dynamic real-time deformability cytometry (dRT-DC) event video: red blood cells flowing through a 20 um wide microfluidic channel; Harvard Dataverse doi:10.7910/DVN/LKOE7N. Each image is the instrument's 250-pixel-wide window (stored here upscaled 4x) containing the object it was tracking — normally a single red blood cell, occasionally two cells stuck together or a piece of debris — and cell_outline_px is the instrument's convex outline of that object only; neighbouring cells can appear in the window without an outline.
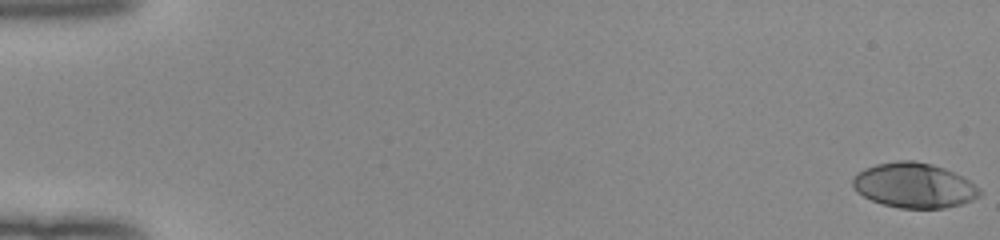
{"species": "human", "species_latin": "Homo sapiens", "temperature_condition": "room temperature", "stored_images_in_passage": 53, "camera_frame_rate_fps": 3000, "um_per_image_px": 0.085, "donor": {"sex": "female"}, "frame": {"image": 1, "passage_image": 1, "time_ms": 0.0, "image_size_px": [1000, 240], "cell_outline_px": [[980, 196], [972, 200], [960, 204], [944, 208], [900, 208], [880, 204], [856, 192], [852, 184], [852, 180], [856, 172], [864, 168], [876, 164], [896, 160], [916, 160], [932, 164], [944, 168], [964, 176], [980, 188]], "centroid_in_image_um": [77.68, 15.74], "position_along_channel_um": 7.3, "area_um2": 33.58}}
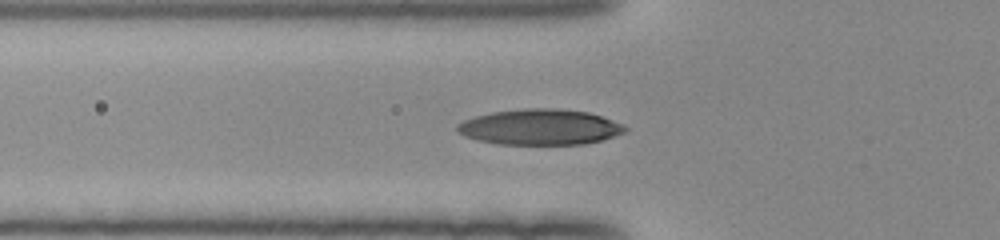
{"frame": {"image": 2, "passage_image": 20, "time_ms": 6.333, "image_size_px": [1000, 240], "cell_outline_px": [[628, 128], [624, 132], [604, 140], [584, 144], [500, 144], [480, 140], [464, 136], [456, 132], [456, 124], [464, 120], [476, 116], [492, 112], [524, 108], [560, 108], [588, 112], [624, 124]], "centroid_in_image_um": [45.9, 10.79], "position_along_channel_um": 79.9, "area_um2": 34.97}}
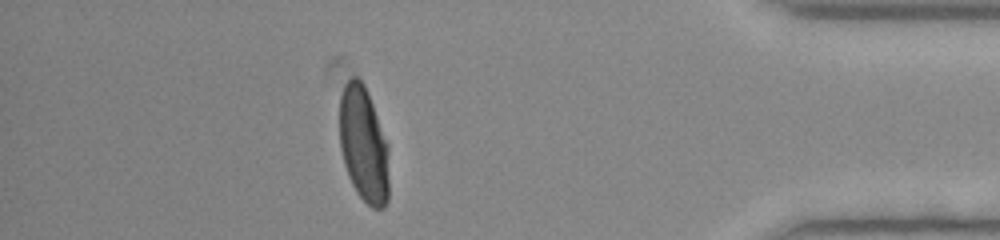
{"frame": {"image": 3, "passage_image": 47, "time_ms": 15.333, "image_size_px": [1000, 240], "cell_outline_px": [[388, 200], [384, 208], [372, 208], [356, 192], [348, 176], [344, 164], [340, 148], [340, 96], [344, 84], [352, 76], [356, 76], [364, 84], [368, 92], [388, 144]], "centroid_in_image_um": [30.9, 12.28], "position_along_channel_um": 404.3, "area_um2": 33.47}, "authors_computed_cell_mechanics": {"area_um2": 33.7552, "velocity_mm_per_s": 4.016, "shape_relaxation_time_tau1_ms": 3.8967, "shape_relaxation_time_tau2_ms": null, "deformation_change_tau1": 0.2161, "deformation_change_tau2": null}}